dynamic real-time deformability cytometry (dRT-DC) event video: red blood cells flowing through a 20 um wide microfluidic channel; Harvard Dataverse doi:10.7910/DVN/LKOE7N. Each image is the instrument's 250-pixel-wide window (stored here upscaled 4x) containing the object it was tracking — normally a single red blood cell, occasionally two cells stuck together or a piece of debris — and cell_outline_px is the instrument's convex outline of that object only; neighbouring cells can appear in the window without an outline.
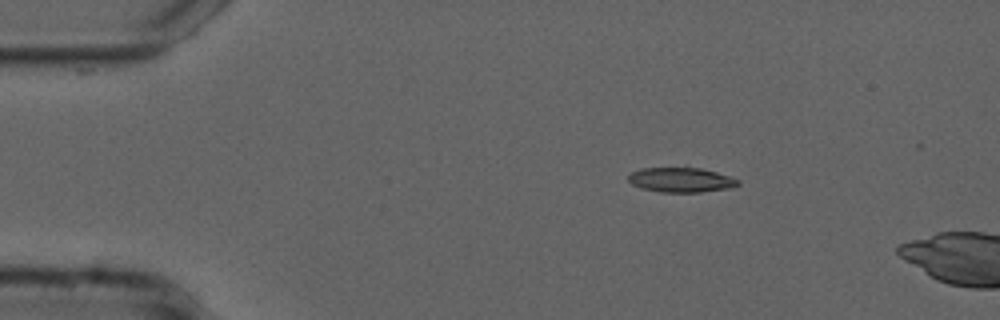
{"species": "common noctule bat (a hibernating species)", "species_latin": "Nyctalus noctula", "temperature_condition": "cold", "stored_images_in_passage": 6, "camera_frame_rate_fps": 3000, "um_per_image_px": 0.085, "animal": {"sex": "male", "forearm_length_mm": 52.5}, "frame": {"image": 1, "passage_image": 1, "time_ms": 0.0, "image_size_px": [1000, 320], "cell_outline_px": [[740, 184], [732, 188], [700, 192], [660, 192], [644, 188], [632, 184], [628, 180], [628, 176], [632, 172], [644, 168], [700, 168], [716, 172], [740, 180]], "centroid_in_image_um": [57.92, 15.3], "position_along_channel_um": 27.1, "area_um2": 15.61}}